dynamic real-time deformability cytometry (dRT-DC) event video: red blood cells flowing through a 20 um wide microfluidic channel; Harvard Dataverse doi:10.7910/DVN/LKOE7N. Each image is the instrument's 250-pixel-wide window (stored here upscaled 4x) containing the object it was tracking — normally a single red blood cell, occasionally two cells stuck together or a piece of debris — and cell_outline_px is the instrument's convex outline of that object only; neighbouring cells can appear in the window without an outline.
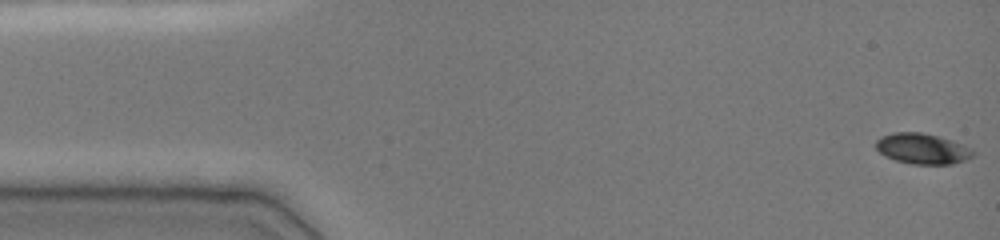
{"species": "common noctule bat (a hibernating species)", "species_latin": "Nyctalus noctula", "temperature_condition": "cold", "stored_images_in_passage": 37, "camera_frame_rate_fps": 3000, "um_per_image_px": 0.085, "animal": {"sex": "female", "body_mass_g": 19.0, "forearm_length_mm": 51.5}, "frame": {"image": 1, "passage_image": 1, "time_ms": 0.0, "image_size_px": [1000, 240], "cell_outline_px": [[972, 156], [964, 160], [952, 164], [912, 164], [896, 160], [880, 152], [876, 148], [876, 140], [892, 132], [924, 132], [948, 140], [972, 152]], "centroid_in_image_um": [78.3, 12.64], "position_along_channel_um": 6.7, "area_um2": 16.53}}
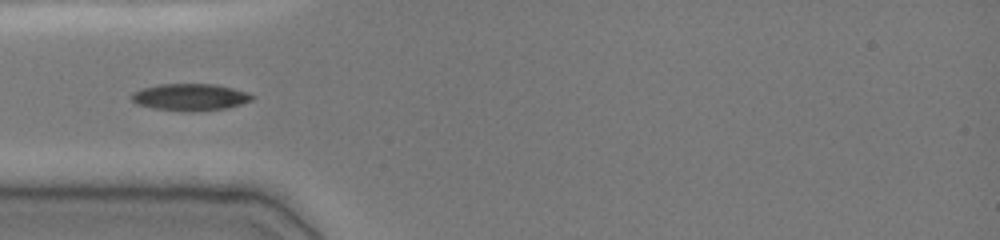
{"frame": {"image": 2, "passage_image": 24, "time_ms": 4.667, "image_size_px": [1000, 240], "cell_outline_px": [[256, 96], [252, 100], [228, 108], [192, 112], [152, 108], [136, 104], [132, 100], [132, 92], [144, 88], [160, 84], [216, 84], [248, 92]], "centroid_in_image_um": [16.19, 8.26], "position_along_channel_um": 68.8, "area_um2": 18.96}}
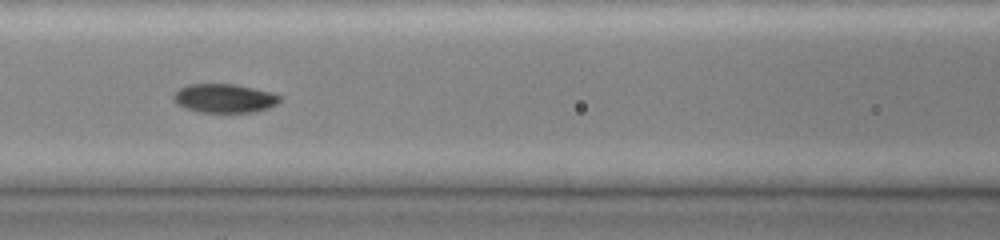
{"frame": {"image": 3, "passage_image": 31, "time_ms": 6.667, "image_size_px": [1000, 240], "cell_outline_px": [[284, 96], [276, 104], [268, 108], [252, 112], [200, 112], [184, 108], [176, 104], [172, 100], [172, 96], [180, 88], [188, 84], [236, 84]], "centroid_in_image_um": [19.04, 8.36], "position_along_channel_um": 147.6, "area_um2": 17.86}}